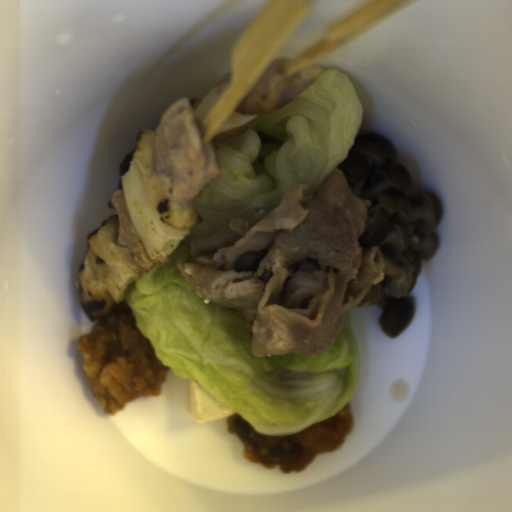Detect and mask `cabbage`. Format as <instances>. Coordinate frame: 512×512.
Instances as JSON below:
<instances>
[{
	"instance_id": "2",
	"label": "cabbage",
	"mask_w": 512,
	"mask_h": 512,
	"mask_svg": "<svg viewBox=\"0 0 512 512\" xmlns=\"http://www.w3.org/2000/svg\"><path fill=\"white\" fill-rule=\"evenodd\" d=\"M221 98L222 96L218 87L214 86L207 95L192 108L196 122L206 116Z\"/></svg>"
},
{
	"instance_id": "1",
	"label": "cabbage",
	"mask_w": 512,
	"mask_h": 512,
	"mask_svg": "<svg viewBox=\"0 0 512 512\" xmlns=\"http://www.w3.org/2000/svg\"><path fill=\"white\" fill-rule=\"evenodd\" d=\"M283 107L261 114L233 111L210 134L246 123V130L216 148L217 176L191 202L199 213L166 263L126 285L124 299L157 358L176 376L195 381L264 436H287L329 419L361 381V355L350 311L329 349L256 357L253 332L242 311L206 303L177 263L190 260L193 238L218 229L255 205L272 204L307 185L309 197L348 156L364 110L347 75L336 69Z\"/></svg>"
}]
</instances>
